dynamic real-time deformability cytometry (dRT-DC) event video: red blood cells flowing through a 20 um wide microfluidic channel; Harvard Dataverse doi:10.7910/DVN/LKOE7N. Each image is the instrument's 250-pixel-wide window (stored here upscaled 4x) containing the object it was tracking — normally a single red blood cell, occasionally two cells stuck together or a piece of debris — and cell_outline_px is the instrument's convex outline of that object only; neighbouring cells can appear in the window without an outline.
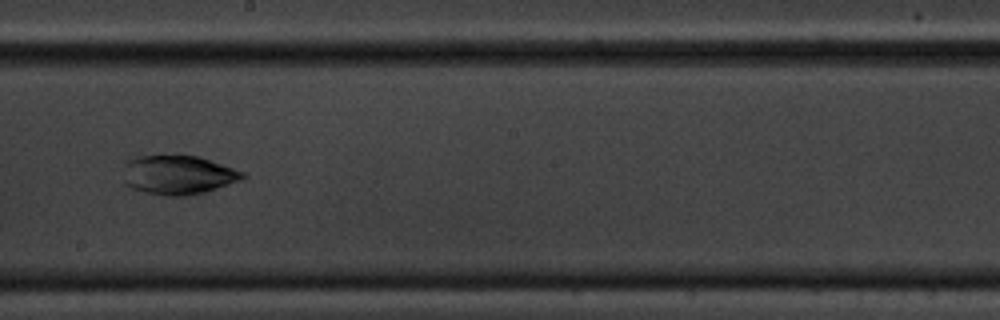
{"species": "common noctule bat (a hibernating species)", "species_latin": "Nyctalus noctula", "temperature_condition": "cold", "stored_images_in_passage": 14, "camera_frame_rate_fps": 3000, "um_per_image_px": 0.085, "animal": {"sex": "male", "body_mass_g": 20.1, "forearm_length_mm": 53.5}, "frame": {"image": 1, "passage_image": 8, "time_ms": 9.0, "image_size_px": [1000, 320], "cell_outline_px": [[248, 176], [240, 180], [216, 188], [200, 192], [180, 196], [168, 196], [144, 192], [132, 188], [124, 184], [124, 164], [128, 156], [196, 156], [244, 172]], "centroid_in_image_um": [15.06, 14.86], "position_along_channel_um": 233.1, "area_um2": 26.88}}
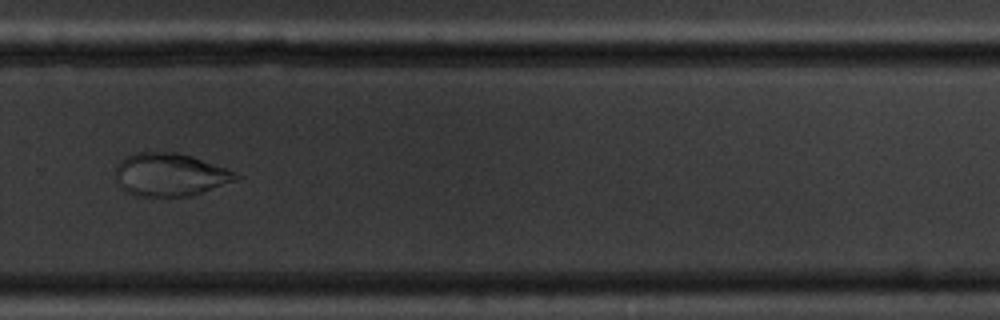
{"frame": {"image": 2, "passage_image": 10, "time_ms": 11.333, "image_size_px": [1000, 320], "cell_outline_px": [[244, 176], [236, 180], [188, 196], [140, 196], [124, 192], [120, 188], [116, 180], [116, 168], [120, 160], [124, 156], [136, 152], [176, 152], [192, 156], [236, 172]], "centroid_in_image_um": [14.41, 14.83], "position_along_channel_um": 315.4, "area_um2": 30.11}}